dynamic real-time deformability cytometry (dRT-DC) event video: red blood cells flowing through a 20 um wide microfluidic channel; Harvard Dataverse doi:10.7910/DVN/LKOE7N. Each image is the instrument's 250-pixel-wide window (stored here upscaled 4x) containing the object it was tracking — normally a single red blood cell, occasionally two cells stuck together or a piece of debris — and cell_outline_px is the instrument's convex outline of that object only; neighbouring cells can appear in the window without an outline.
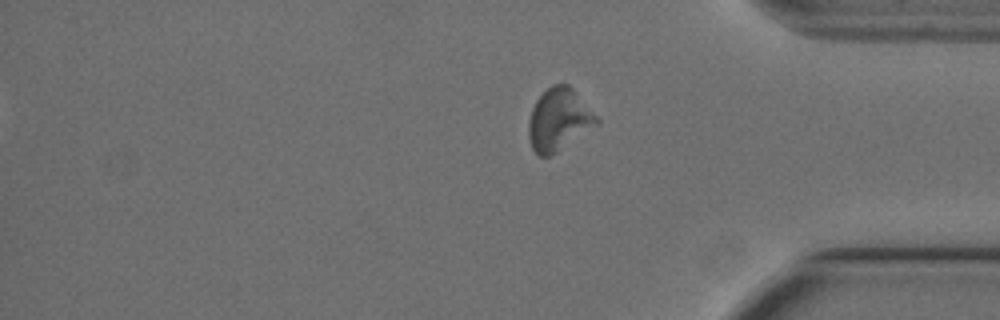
{"species": "Egyptian fruit bat (a non-hibernating species)", "species_latin": "Rousettus aegyptiacus", "temperature_condition": "cold", "stored_images_in_passage": 15, "segment_of_instrument_passage": [2, 2], "camera_frame_rate_fps": 3000, "um_per_image_px": 0.085, "animal": {"sex": "female"}, "frame": {"image": 1, "passage_image": 15, "time_ms": 4.667, "image_size_px": [1000, 320], "cell_outline_px": [[600, 124], [556, 152], [548, 156], [540, 156], [532, 148], [528, 136], [528, 120], [532, 108], [536, 100], [552, 84], [568, 84], [572, 88], [600, 120]], "centroid_in_image_um": [47.5, 10.17], "position_along_channel_um": 387.7, "area_um2": 24.51}}